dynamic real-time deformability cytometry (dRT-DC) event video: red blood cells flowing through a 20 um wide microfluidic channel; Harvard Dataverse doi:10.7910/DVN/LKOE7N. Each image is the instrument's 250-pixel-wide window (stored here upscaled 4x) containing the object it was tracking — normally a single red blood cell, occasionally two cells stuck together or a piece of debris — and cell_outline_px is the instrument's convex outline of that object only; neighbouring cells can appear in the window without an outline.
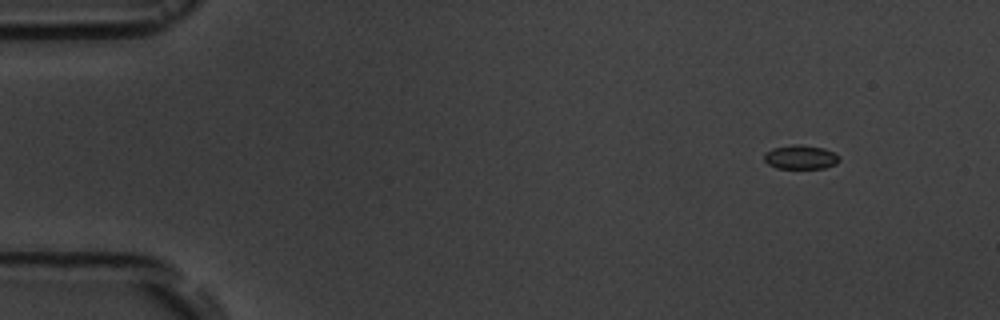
{"species": "common noctule bat (a hibernating species)", "species_latin": "Nyctalus noctula", "temperature_condition": "room temperature", "stored_images_in_passage": 6, "camera_frame_rate_fps": 3000, "um_per_image_px": 0.085, "animal": {"sex": "male", "body_mass_g": 19.5, "forearm_length_mm": 54.6}, "frame": {"image": 1, "passage_image": 1, "time_ms": 0.0, "image_size_px": [1000, 320], "cell_outline_px": [[840, 160], [836, 164], [824, 168], [776, 168], [768, 164], [764, 160], [764, 152], [772, 148], [792, 144], [800, 144], [824, 148], [840, 156]], "centroid_in_image_um": [68.04, 13.35], "position_along_channel_um": 17.0, "area_um2": 10.64}}
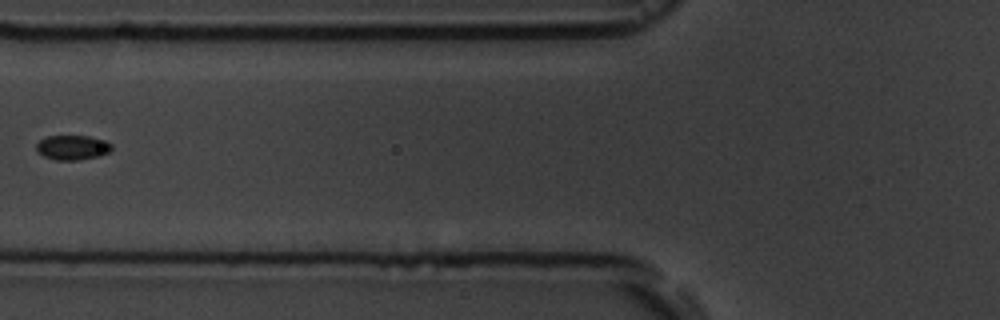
{"frame": {"image": 2, "passage_image": 5, "time_ms": 5.667, "image_size_px": [1000, 320], "cell_outline_px": [[112, 148], [108, 152], [100, 156], [76, 160], [56, 160], [44, 156], [36, 152], [36, 144], [44, 136], [88, 136], [108, 140], [112, 144]], "centroid_in_image_um": [6.16, 12.53], "position_along_channel_um": 119.6, "area_um2": 10.98}}
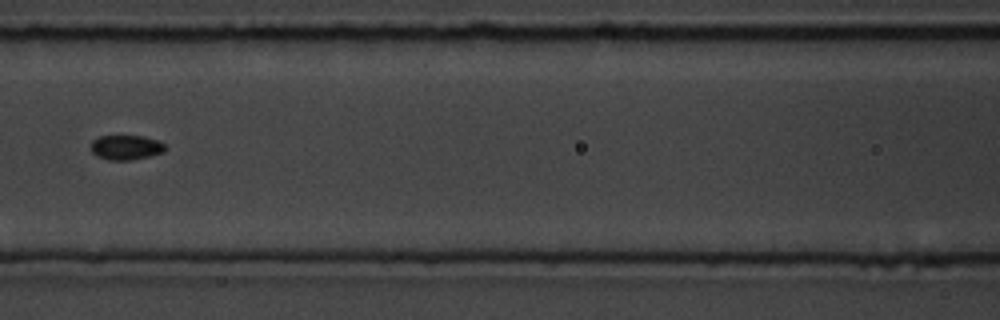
{"frame": {"image": 3, "passage_image": 6, "time_ms": 6.667, "image_size_px": [1000, 320], "cell_outline_px": [[164, 152], [132, 160], [108, 160], [96, 156], [92, 152], [92, 140], [100, 136], [144, 136], [160, 140], [164, 144]], "centroid_in_image_um": [10.71, 12.53], "position_along_channel_um": 155.9, "area_um2": 10.69}}